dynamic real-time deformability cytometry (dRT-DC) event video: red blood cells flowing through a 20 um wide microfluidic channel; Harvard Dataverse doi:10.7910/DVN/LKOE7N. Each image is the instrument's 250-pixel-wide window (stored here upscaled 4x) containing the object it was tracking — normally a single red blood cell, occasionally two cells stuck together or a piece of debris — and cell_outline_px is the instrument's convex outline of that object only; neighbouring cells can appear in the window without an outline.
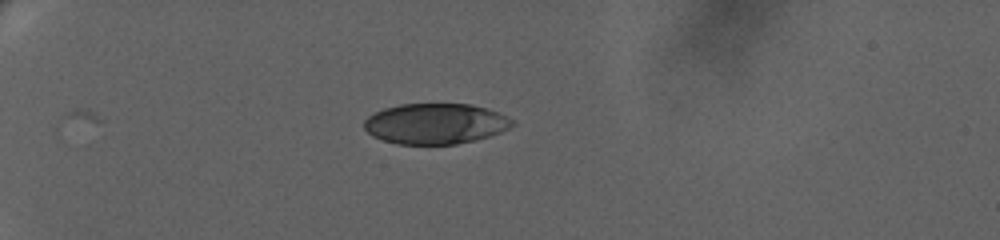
{"species": "human", "species_latin": "Homo sapiens", "temperature_condition": "warm", "stored_images_in_passage": 43, "camera_frame_rate_fps": 3000, "um_per_image_px": 0.085, "donor": {"sex": "female"}, "frame": {"image": 1, "passage_image": 1, "time_ms": 0.0, "image_size_px": [1000, 240], "cell_outline_px": [[516, 124], [500, 132], [476, 140], [456, 144], [396, 144], [372, 136], [364, 128], [364, 120], [368, 116], [384, 108], [400, 104], [472, 104], [488, 108], [512, 120]], "centroid_in_image_um": [36.99, 10.51], "position_along_channel_um": 48.0, "area_um2": 34.97}}
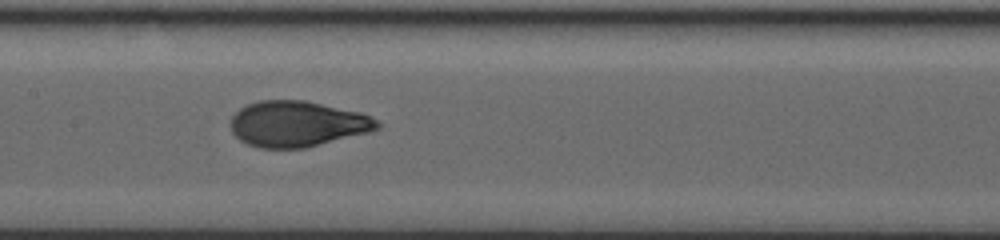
{"frame": {"image": 2, "passage_image": 18, "time_ms": 5.667, "image_size_px": [1000, 240], "cell_outline_px": [[380, 128], [372, 132], [304, 148], [260, 148], [248, 144], [240, 140], [232, 132], [232, 116], [240, 108], [248, 104], [260, 100], [304, 100], [360, 112], [376, 120], [380, 124]], "centroid_in_image_um": [25.29, 10.53], "position_along_channel_um": 182.1, "area_um2": 39.02}}
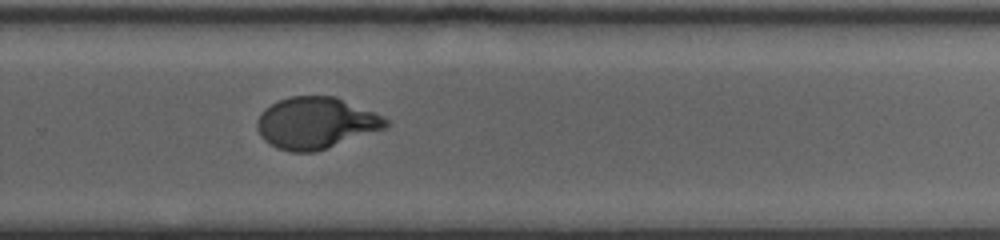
{"frame": {"image": 3, "passage_image": 29, "time_ms": 9.333, "image_size_px": [1000, 240], "cell_outline_px": [[388, 124], [384, 128], [316, 152], [292, 152], [276, 148], [264, 140], [260, 136], [256, 124], [256, 120], [260, 112], [264, 108], [280, 100], [292, 96], [336, 96], [372, 112], [388, 120]], "centroid_in_image_um": [26.78, 10.46], "position_along_channel_um": 303.0, "area_um2": 38.32}, "authors_computed_cell_mechanics": {"area_um2": 38.3214, "velocity_mm_per_s": 3.3064, "shape_relaxation_time_tau1_ms": 4.5007, "shape_relaxation_time_tau2_ms": null, "deformation_change_tau1": 0.2202, "deformation_change_tau2": null}}